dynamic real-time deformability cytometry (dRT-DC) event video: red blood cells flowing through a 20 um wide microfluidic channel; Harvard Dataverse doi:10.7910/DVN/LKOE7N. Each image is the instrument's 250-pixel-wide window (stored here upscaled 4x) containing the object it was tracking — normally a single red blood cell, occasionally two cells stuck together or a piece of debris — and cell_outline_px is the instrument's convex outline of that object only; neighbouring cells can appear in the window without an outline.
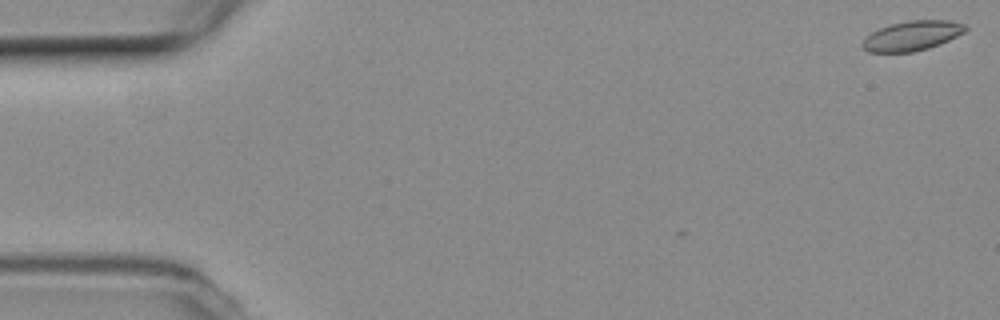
{"species": "common noctule bat (a hibernating species)", "species_latin": "Nyctalus noctula", "temperature_condition": "room temperature", "stored_images_in_passage": 3, "camera_frame_rate_fps": 3000, "um_per_image_px": 0.085, "animal": {"sex": "female", "body_mass_g": 19.3, "forearm_length_mm": 54.1}, "frame": {"image": 1, "passage_image": 1, "time_ms": 0.0, "image_size_px": [1000, 320], "cell_outline_px": [[968, 28], [964, 32], [940, 44], [928, 48], [912, 52], [868, 52], [860, 44], [872, 32], [880, 28], [892, 24], [908, 20], [948, 20], [964, 24]], "centroid_in_image_um": [77.53, 3.04], "position_along_channel_um": 7.5, "area_um2": 17.63}}